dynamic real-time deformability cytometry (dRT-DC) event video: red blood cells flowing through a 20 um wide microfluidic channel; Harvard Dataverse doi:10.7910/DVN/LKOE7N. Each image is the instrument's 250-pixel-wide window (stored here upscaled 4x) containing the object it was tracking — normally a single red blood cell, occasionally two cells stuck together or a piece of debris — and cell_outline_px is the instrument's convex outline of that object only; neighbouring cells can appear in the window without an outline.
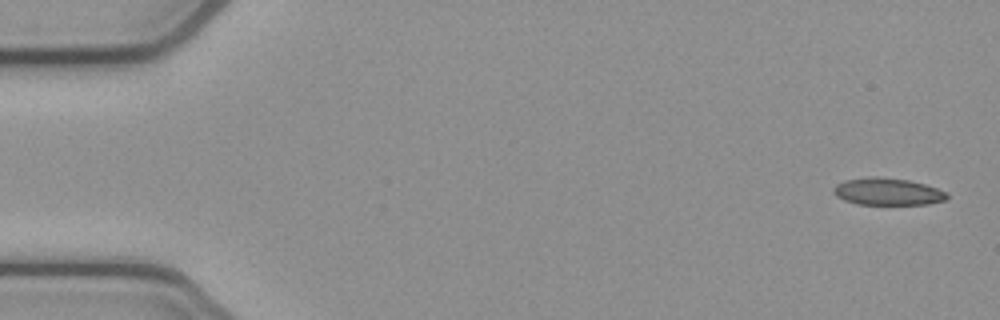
{"species": "common noctule bat (a hibernating species)", "species_latin": "Nyctalus noctula", "temperature_condition": "cold", "stored_images_in_passage": 4, "camera_frame_rate_fps": 3000, "um_per_image_px": 0.085, "animal": {"sex": "female", "body_mass_g": 21.9}, "frame": {"image": 1, "passage_image": 1, "time_ms": 0.0, "image_size_px": [1000, 320], "cell_outline_px": [[948, 196], [944, 200], [928, 204], [856, 204], [844, 200], [836, 196], [832, 192], [832, 188], [836, 184], [844, 180], [872, 176], [876, 176], [908, 180], [924, 184], [948, 192]], "centroid_in_image_um": [75.4, 16.28], "position_along_channel_um": 9.6, "area_um2": 17.98}}